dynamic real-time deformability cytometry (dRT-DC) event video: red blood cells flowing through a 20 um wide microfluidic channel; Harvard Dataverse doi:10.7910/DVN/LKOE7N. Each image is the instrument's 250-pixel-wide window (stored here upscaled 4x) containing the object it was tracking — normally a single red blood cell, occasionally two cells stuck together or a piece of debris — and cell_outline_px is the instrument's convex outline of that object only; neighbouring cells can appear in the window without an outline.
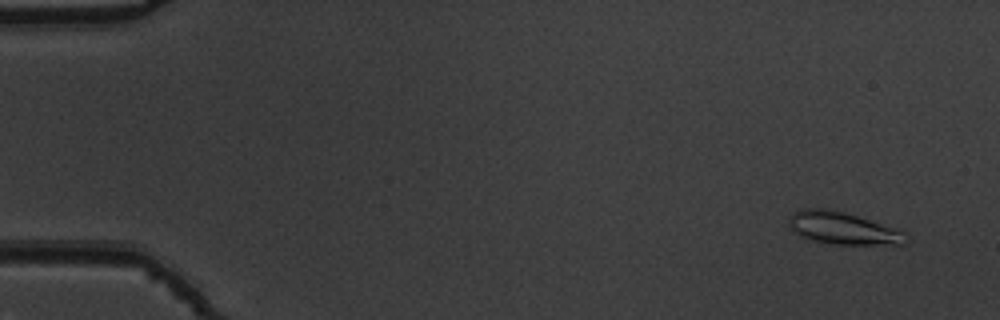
{"species": "common noctule bat (a hibernating species)", "species_latin": "Nyctalus noctula", "temperature_condition": "warm", "stored_images_in_passage": 54, "camera_frame_rate_fps": 3000, "um_per_image_px": 0.085, "animal": {"sex": "male", "body_mass_g": 19.5, "forearm_length_mm": 54.6}, "frame": {"image": 1, "passage_image": 4, "time_ms": 1.0, "image_size_px": [1000, 320], "cell_outline_px": [[908, 244], [832, 244], [812, 240], [800, 236], [788, 224], [788, 220], [792, 212], [804, 208], [824, 208], [844, 212], [896, 228], [904, 232], [908, 236]], "centroid_in_image_um": [71.65, 19.4], "position_along_channel_um": 13.4, "area_um2": 21.96}}
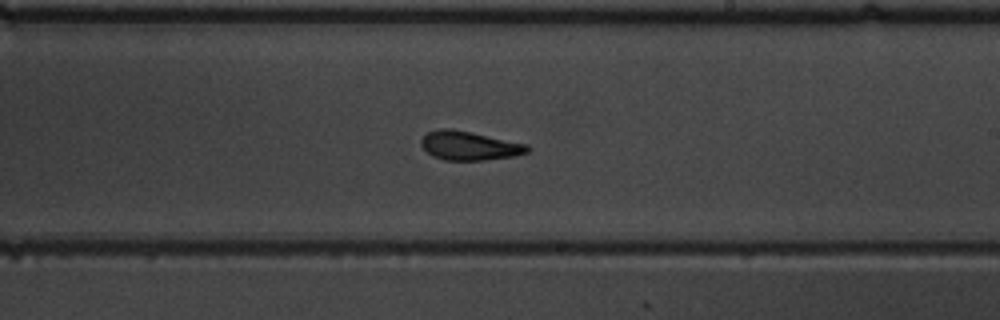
{"frame": {"image": 2, "passage_image": 33, "time_ms": 10.667, "image_size_px": [1000, 320], "cell_outline_px": [[532, 148], [528, 152], [512, 156], [484, 160], [444, 160], [432, 156], [420, 144], [420, 140], [428, 132], [440, 128], [452, 128], [472, 132], [528, 144]], "centroid_in_image_um": [39.9, 12.37], "position_along_channel_um": 249.1, "area_um2": 17.98}}
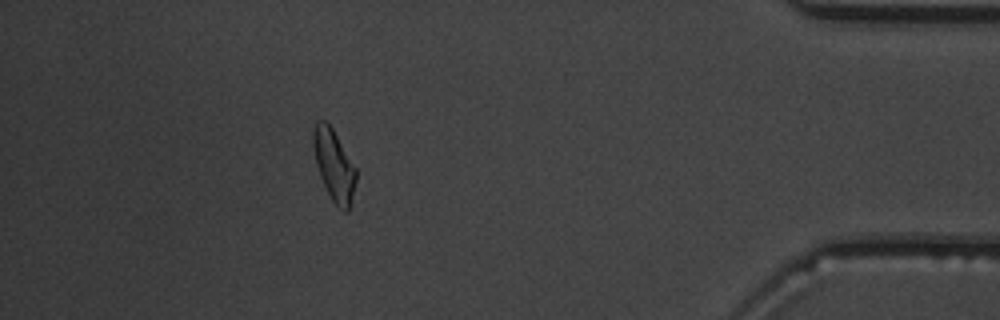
{"frame": {"image": 3, "passage_image": 49, "time_ms": 16.0, "image_size_px": [1000, 320], "cell_outline_px": [[356, 180], [348, 212], [344, 212], [332, 200], [320, 176], [316, 164], [312, 144], [312, 132], [316, 120], [324, 120], [332, 128], [356, 168]], "centroid_in_image_um": [28.37, 14.01], "position_along_channel_um": 406.8, "area_um2": 17.57}, "authors_computed_cell_mechanics": {"area_um2": 17.918, "velocity_mm_per_s": 3.8029, "shape_relaxation_time_tau1_ms": 5.0132, "shape_relaxation_time_tau2_ms": 2.7678, "deformation_change_tau1": 0.1825, "deformation_change_tau2": 0.0694}}